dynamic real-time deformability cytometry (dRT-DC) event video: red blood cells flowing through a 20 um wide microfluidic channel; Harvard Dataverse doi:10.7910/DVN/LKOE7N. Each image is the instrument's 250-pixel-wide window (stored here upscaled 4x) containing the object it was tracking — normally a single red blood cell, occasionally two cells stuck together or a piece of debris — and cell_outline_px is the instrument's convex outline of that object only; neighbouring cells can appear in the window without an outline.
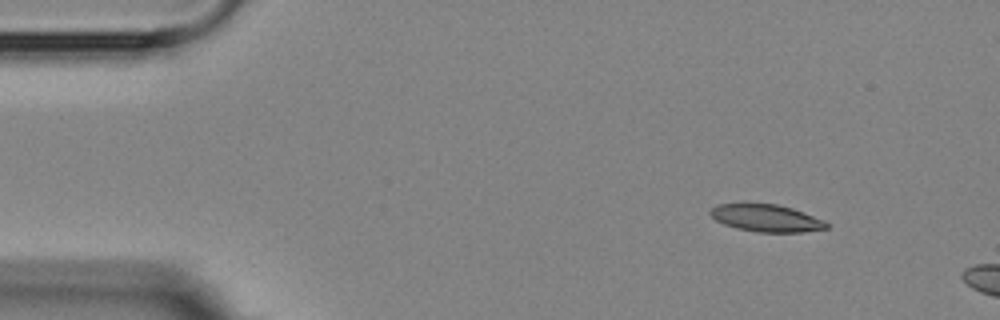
{"species": "Egyptian fruit bat (a non-hibernating species)", "species_latin": "Rousettus aegyptiacus", "temperature_condition": "room temperature", "stored_images_in_passage": 3, "camera_frame_rate_fps": 3000, "um_per_image_px": 0.085, "animal": {"sex": "female"}, "frame": {"image": 1, "passage_image": 1, "time_ms": 0.0, "image_size_px": [1000, 320], "cell_outline_px": [[828, 228], [804, 232], [756, 232], [736, 228], [724, 224], [716, 220], [708, 212], [716, 204], [744, 200], [776, 204], [792, 208], [804, 212], [824, 220], [828, 224]], "centroid_in_image_um": [65.06, 18.48], "position_along_channel_um": 19.9, "area_um2": 19.25}}